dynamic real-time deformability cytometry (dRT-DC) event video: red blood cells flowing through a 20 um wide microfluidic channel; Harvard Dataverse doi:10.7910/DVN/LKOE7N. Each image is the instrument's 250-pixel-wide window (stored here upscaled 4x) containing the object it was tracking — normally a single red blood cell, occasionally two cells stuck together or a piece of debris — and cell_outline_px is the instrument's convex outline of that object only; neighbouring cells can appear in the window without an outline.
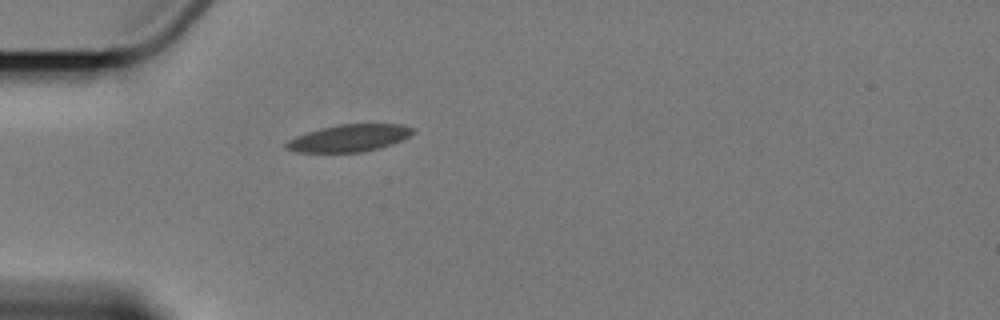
{"species": "Egyptian fruit bat (a non-hibernating species)", "species_latin": "Rousettus aegyptiacus", "temperature_condition": "cold", "stored_images_in_passage": 1, "camera_frame_rate_fps": 3000, "um_per_image_px": 0.085, "animal": {"sex": "female"}, "frame": {"image": 1, "passage_image": 1, "time_ms": 0.0, "image_size_px": [1000, 320], "cell_outline_px": [[416, 132], [392, 144], [360, 152], [296, 152], [284, 148], [284, 144], [288, 140], [296, 136], [320, 128], [336, 124], [400, 124], [416, 128]], "centroid_in_image_um": [29.66, 11.73], "position_along_channel_um": 55.3, "area_um2": 20.0}}